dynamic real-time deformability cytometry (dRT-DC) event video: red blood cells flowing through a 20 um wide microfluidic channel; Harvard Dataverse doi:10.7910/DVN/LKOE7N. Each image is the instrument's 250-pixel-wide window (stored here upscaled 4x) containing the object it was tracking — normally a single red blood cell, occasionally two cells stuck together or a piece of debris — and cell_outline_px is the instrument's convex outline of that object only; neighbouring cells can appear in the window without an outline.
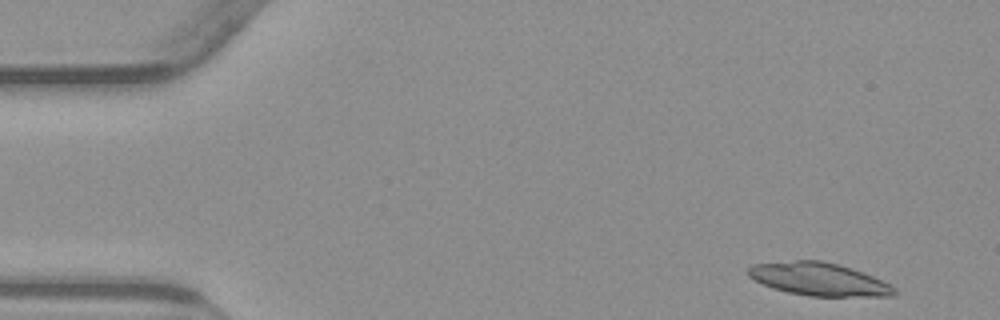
{"species": "common noctule bat (a hibernating species)", "species_latin": "Nyctalus noctula", "temperature_condition": "warm", "stored_images_in_passage": 32, "camera_frame_rate_fps": 3000, "um_per_image_px": 0.085, "animal": {"sex": "male", "body_mass_g": 23.1, "forearm_length_mm": 52.7}, "frame": {"image": 1, "passage_image": 1, "time_ms": 0.0, "image_size_px": [1000, 320], "cell_outline_px": [[896, 292], [892, 296], [808, 296], [788, 292], [772, 288], [748, 276], [748, 268], [752, 264], [796, 260], [820, 260], [840, 264], [852, 268], [892, 284], [896, 288]], "centroid_in_image_um": [69.62, 23.72], "position_along_channel_um": 15.4, "area_um2": 28.03}}